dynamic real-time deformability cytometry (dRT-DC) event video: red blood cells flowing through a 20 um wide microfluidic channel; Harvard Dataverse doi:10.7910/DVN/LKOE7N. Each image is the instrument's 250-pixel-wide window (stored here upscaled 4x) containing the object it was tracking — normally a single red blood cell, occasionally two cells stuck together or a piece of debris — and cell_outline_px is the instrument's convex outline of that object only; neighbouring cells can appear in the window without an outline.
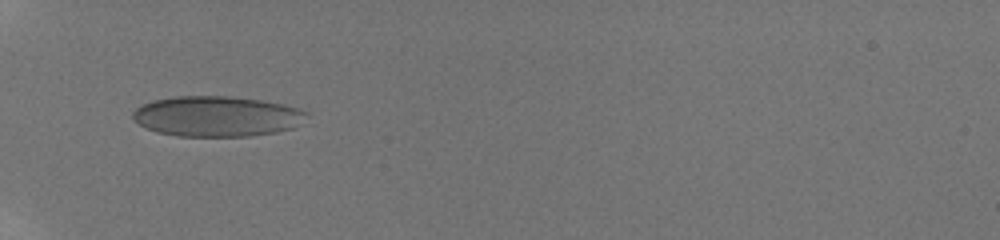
{"species": "human", "species_latin": "Homo sapiens", "temperature_condition": "room temperature", "stored_images_in_passage": 33, "camera_frame_rate_fps": 3000, "um_per_image_px": 0.085, "donor": {"sex": "male"}, "frame": {"image": 1, "passage_image": 1, "time_ms": 0.0, "image_size_px": [1000, 240], "cell_outline_px": [[308, 112], [300, 124], [292, 128], [276, 132], [252, 136], [176, 136], [156, 132], [132, 120], [132, 112], [140, 104], [152, 100], [176, 96], [232, 96], [260, 100], [284, 104], [300, 108]], "centroid_in_image_um": [18.41, 9.88], "position_along_channel_um": 66.6, "area_um2": 41.21}}
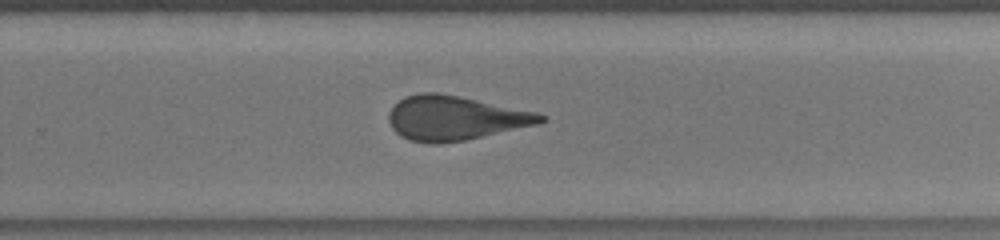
{"frame": {"image": 2, "passage_image": 15, "time_ms": 6.0, "image_size_px": [1000, 240], "cell_outline_px": [[548, 120], [540, 124], [464, 140], [436, 144], [428, 144], [408, 140], [400, 136], [392, 128], [388, 120], [388, 112], [404, 96], [420, 92], [436, 92], [536, 112], [544, 116]], "centroid_in_image_um": [38.64, 10.05], "position_along_channel_um": 291.2, "area_um2": 39.07}}
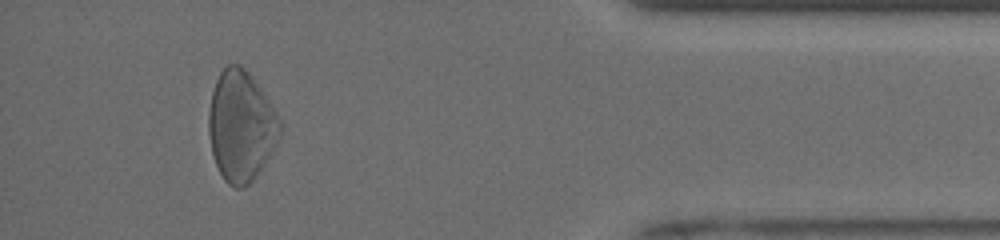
{"frame": {"image": 3, "passage_image": 29, "time_ms": 10.0, "image_size_px": [1000, 240], "cell_outline_px": [[284, 128], [276, 144], [264, 164], [252, 180], [248, 184], [240, 188], [236, 188], [228, 184], [224, 180], [216, 164], [212, 152], [208, 132], [208, 112], [212, 92], [216, 80], [220, 72], [228, 64], [240, 64], [252, 76], [284, 124]], "centroid_in_image_um": [20.49, 10.71], "position_along_channel_um": 414.7, "area_um2": 45.89}, "authors_computed_cell_mechanics": {"area_um2": 39.5352, "velocity_mm_per_s": 3.9641, "shape_relaxation_time_tau1_ms": 6.1699, "shape_relaxation_time_tau2_ms": 0.788, "deformation_change_tau1": 0.145, "deformation_change_tau2": 0.0353}}